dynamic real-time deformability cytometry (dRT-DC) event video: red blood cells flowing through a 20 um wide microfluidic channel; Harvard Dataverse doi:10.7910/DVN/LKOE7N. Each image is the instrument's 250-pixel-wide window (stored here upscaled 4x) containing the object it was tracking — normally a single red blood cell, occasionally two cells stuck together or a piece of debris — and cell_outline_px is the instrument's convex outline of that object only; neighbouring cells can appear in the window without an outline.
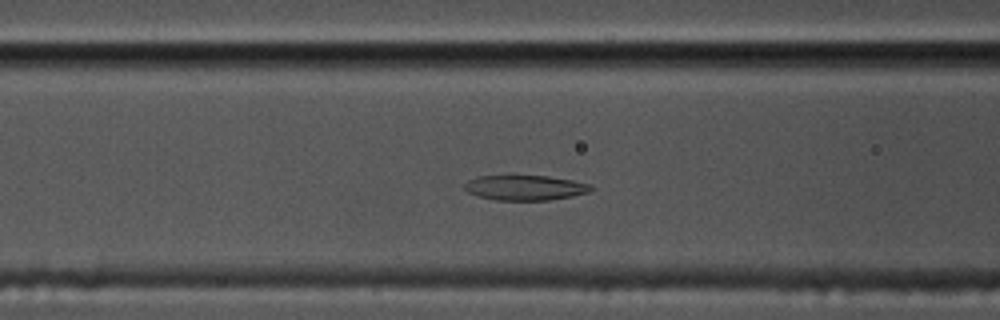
{"species": "common noctule bat (a hibernating species)", "species_latin": "Nyctalus noctula", "temperature_condition": "cold", "stored_images_in_passage": 55, "camera_frame_rate_fps": 3000, "um_per_image_px": 0.085, "animal": {"sex": "male", "body_mass_g": 17.5, "forearm_length_mm": 52.3}, "frame": {"image": 1, "passage_image": 20, "time_ms": 6.333, "image_size_px": [1000, 320], "cell_outline_px": [[592, 192], [572, 196], [548, 200], [496, 200], [480, 196], [468, 192], [464, 188], [464, 184], [468, 180], [476, 176], [548, 176], [572, 180], [588, 184], [592, 188]], "centroid_in_image_um": [44.63, 15.95], "position_along_channel_um": 122.0, "area_um2": 18.32}}
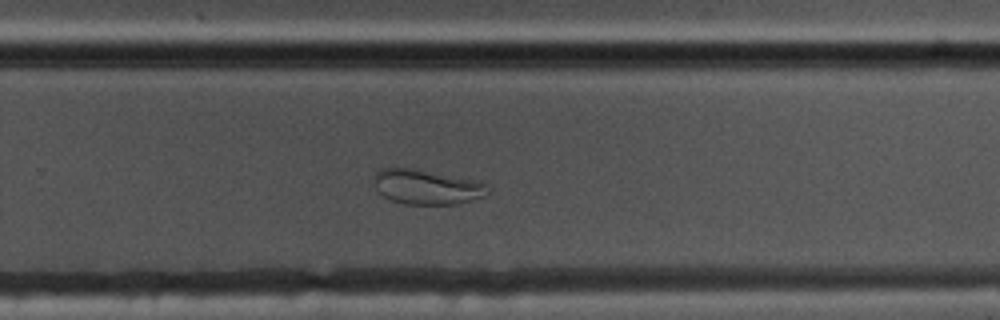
{"frame": {"image": 2, "passage_image": 35, "time_ms": 11.333, "image_size_px": [1000, 320], "cell_outline_px": [[488, 196], [456, 204], [404, 204], [392, 200], [376, 192], [372, 180], [372, 176], [380, 168], [416, 168], [484, 180], [488, 192]], "centroid_in_image_um": [36.29, 15.86], "position_along_channel_um": 293.5, "area_um2": 23.93}}
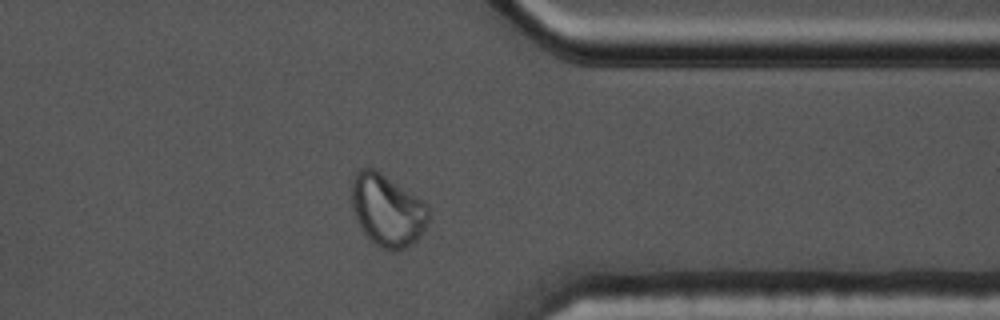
{"frame": {"image": 3, "passage_image": 43, "time_ms": 14.0, "image_size_px": [1000, 320], "cell_outline_px": [[428, 220], [420, 236], [408, 248], [392, 252], [376, 244], [360, 228], [356, 220], [352, 208], [352, 180], [356, 172], [360, 168], [376, 168], [416, 196], [428, 208]], "centroid_in_image_um": [32.9, 17.87], "position_along_channel_um": 378.5, "area_um2": 32.14}, "authors_computed_cell_mechanics": {"area_um2": 20.3456, "velocity_mm_per_s": 3.4339, "shape_relaxation_time_tau1_ms": null, "shape_relaxation_time_tau2_ms": 1.6376, "deformation_change_tau1": null, "deformation_change_tau2": 0.0593}}